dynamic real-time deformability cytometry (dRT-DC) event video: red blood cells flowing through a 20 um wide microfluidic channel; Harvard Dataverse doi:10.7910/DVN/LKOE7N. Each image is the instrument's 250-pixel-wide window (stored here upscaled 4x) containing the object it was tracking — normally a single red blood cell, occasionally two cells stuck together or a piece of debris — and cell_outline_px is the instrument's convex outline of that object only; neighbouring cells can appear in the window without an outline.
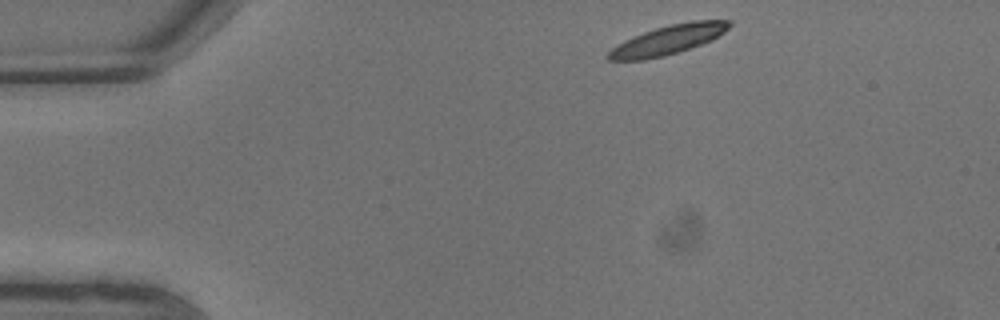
{"species": "common noctule bat (a hibernating species)", "species_latin": "Nyctalus noctula", "temperature_condition": "warm", "stored_images_in_passage": 5, "camera_frame_rate_fps": 3000, "um_per_image_px": 0.085, "animal": {"sex": "male", "body_mass_g": 13.3}, "frame": {"image": 1, "passage_image": 1, "time_ms": 0.0, "image_size_px": [1000, 320], "cell_outline_px": [[732, 24], [724, 32], [712, 40], [664, 56], [644, 60], [608, 60], [604, 56], [612, 48], [624, 40], [644, 32], [656, 28], [672, 24], [692, 20], [732, 20]], "centroid_in_image_um": [56.77, 3.38], "position_along_channel_um": 28.2, "area_um2": 20.46}}
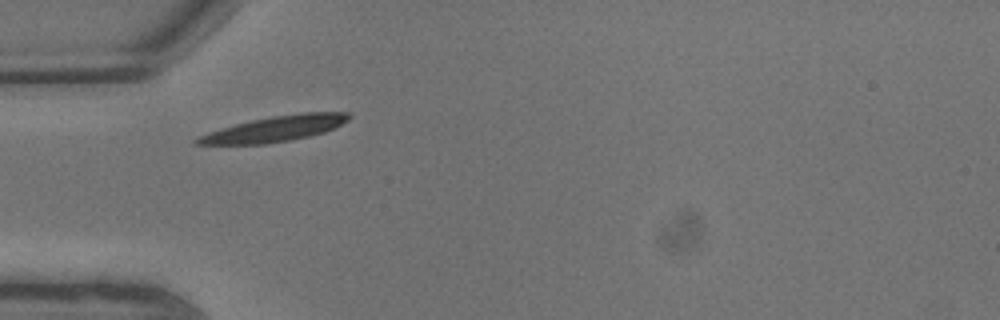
{"frame": {"image": 2, "passage_image": 4, "time_ms": 1.0, "image_size_px": [1000, 320], "cell_outline_px": [[352, 116], [348, 120], [324, 132], [308, 136], [288, 140], [264, 144], [192, 144], [192, 140], [208, 132], [236, 124], [252, 120], [272, 116], [300, 112], [352, 112]], "centroid_in_image_um": [23.37, 10.93], "position_along_channel_um": 61.6, "area_um2": 22.31}}